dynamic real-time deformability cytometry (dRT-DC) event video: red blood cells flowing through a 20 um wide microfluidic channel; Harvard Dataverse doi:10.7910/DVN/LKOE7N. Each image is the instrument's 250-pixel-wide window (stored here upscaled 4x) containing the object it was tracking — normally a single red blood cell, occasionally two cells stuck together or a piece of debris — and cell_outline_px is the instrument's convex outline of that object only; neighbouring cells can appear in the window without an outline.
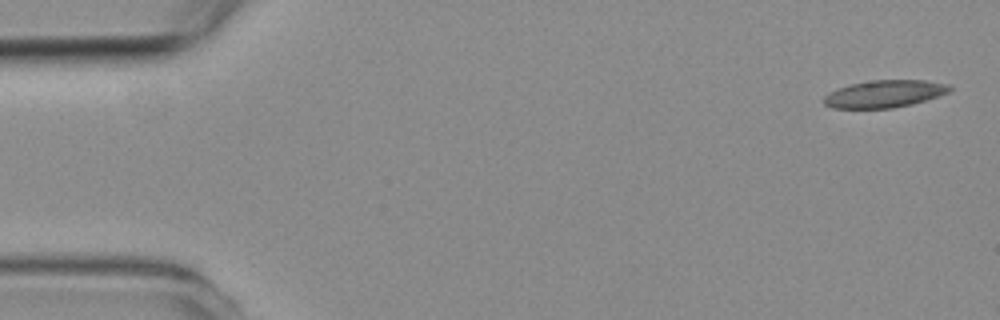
{"species": "common noctule bat (a hibernating species)", "species_latin": "Nyctalus noctula", "temperature_condition": "room temperature", "stored_images_in_passage": 3, "camera_frame_rate_fps": 3000, "um_per_image_px": 0.085, "animal": {"sex": "female", "body_mass_g": 19.3, "forearm_length_mm": 54.1}, "frame": {"image": 1, "passage_image": 1, "time_ms": 0.0, "image_size_px": [1000, 320], "cell_outline_px": [[952, 88], [948, 92], [912, 104], [892, 108], [832, 108], [824, 104], [824, 96], [828, 92], [852, 84], [872, 80], [924, 80], [948, 84]], "centroid_in_image_um": [75.16, 7.98], "position_along_channel_um": 9.8, "area_um2": 19.77}}